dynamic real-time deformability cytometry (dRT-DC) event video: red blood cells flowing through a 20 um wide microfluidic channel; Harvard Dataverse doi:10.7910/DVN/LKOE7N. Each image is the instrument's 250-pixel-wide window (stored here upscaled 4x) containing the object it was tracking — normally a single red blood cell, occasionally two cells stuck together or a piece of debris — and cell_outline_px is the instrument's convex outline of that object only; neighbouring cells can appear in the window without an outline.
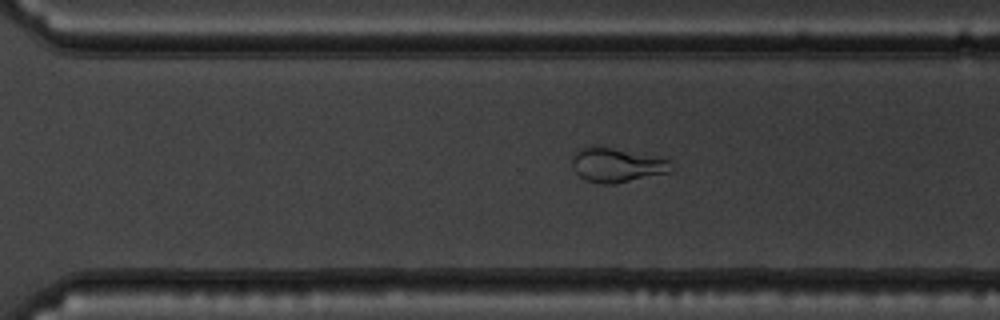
{"species": "common noctule bat (a hibernating species)", "species_latin": "Nyctalus noctula", "temperature_condition": "warm", "stored_images_in_passage": 54, "camera_frame_rate_fps": 3000, "um_per_image_px": 0.085, "animal": {"sex": "male", "body_mass_g": 19.5, "forearm_length_mm": 54.6}, "frame": {"image": 1, "passage_image": 38, "time_ms": 12.333, "image_size_px": [1000, 320], "cell_outline_px": [[672, 172], [612, 184], [600, 184], [584, 180], [576, 172], [572, 164], [572, 156], [580, 148], [588, 144], [596, 144], [672, 160]], "centroid_in_image_um": [52.4, 14.0], "position_along_channel_um": 318.2, "area_um2": 20.17}}
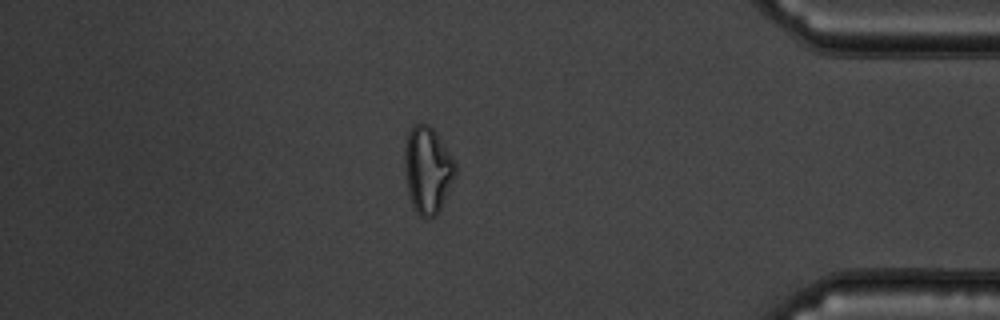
{"frame": {"image": 2, "passage_image": 47, "time_ms": 15.333, "image_size_px": [1000, 320], "cell_outline_px": [[456, 172], [440, 208], [436, 216], [428, 220], [420, 216], [416, 212], [412, 204], [408, 192], [404, 172], [404, 148], [408, 132], [412, 124], [428, 124], [432, 128], [456, 164]], "centroid_in_image_um": [36.3, 14.46], "position_along_channel_um": 398.9, "area_um2": 25.43}}
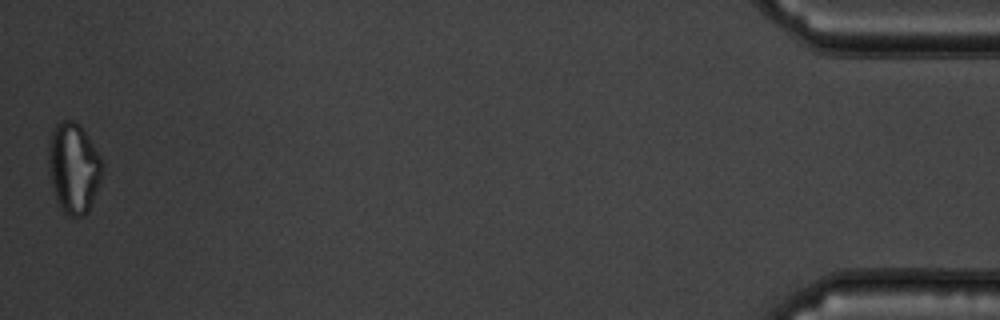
{"frame": {"image": 3, "passage_image": 54, "time_ms": 17.667, "image_size_px": [1000, 320], "cell_outline_px": [[104, 168], [100, 180], [88, 212], [84, 216], [68, 216], [64, 212], [56, 196], [48, 172], [48, 152], [52, 128], [56, 124], [64, 120], [72, 120], [80, 124], [100, 156], [104, 164]], "centroid_in_image_um": [6.26, 14.25], "position_along_channel_um": 428.9, "area_um2": 28.21}}